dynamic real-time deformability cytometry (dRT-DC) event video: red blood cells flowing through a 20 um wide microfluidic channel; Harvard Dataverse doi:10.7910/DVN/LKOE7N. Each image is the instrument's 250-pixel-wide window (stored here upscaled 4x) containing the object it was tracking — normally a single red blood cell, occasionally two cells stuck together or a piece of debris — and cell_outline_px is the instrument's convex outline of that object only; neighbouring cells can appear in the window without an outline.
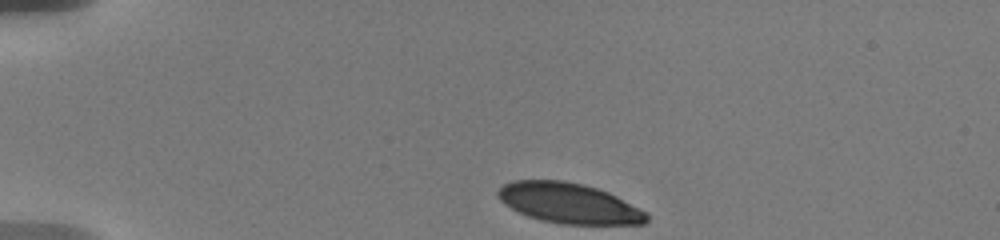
{"species": "human", "species_latin": "Homo sapiens", "temperature_condition": "warm", "stored_images_in_passage": 53, "camera_frame_rate_fps": 3000, "um_per_image_px": 0.085, "donor": {"sex": "male"}, "frame": {"image": 1, "passage_image": 1, "time_ms": 0.0, "image_size_px": [1000, 240], "cell_outline_px": [[648, 220], [644, 224], [560, 224], [540, 220], [528, 216], [504, 204], [496, 196], [496, 192], [504, 184], [512, 180], [564, 180], [584, 184], [608, 192], [648, 212]], "centroid_in_image_um": [48.36, 17.27], "position_along_channel_um": 36.6, "area_um2": 35.03}}
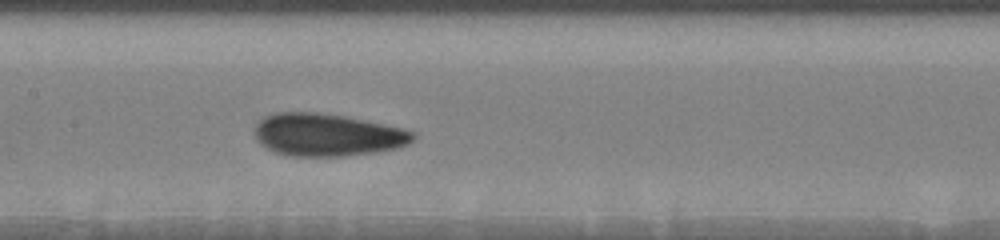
{"frame": {"image": 2, "passage_image": 20, "time_ms": 5.667, "image_size_px": [1000, 240], "cell_outline_px": [[416, 136], [408, 144], [396, 148], [376, 152], [344, 156], [288, 156], [276, 152], [260, 144], [256, 140], [252, 128], [264, 116], [276, 112], [316, 112], [344, 116], [404, 128], [416, 132]], "centroid_in_image_um": [27.79, 11.46], "position_along_channel_um": 179.6, "area_um2": 39.54}}
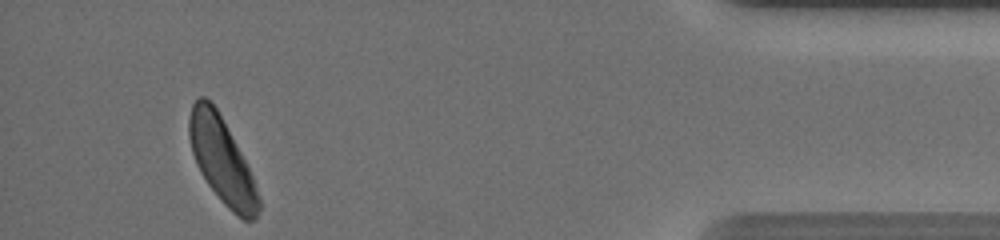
{"frame": {"image": 3, "passage_image": 49, "time_ms": 13.667, "image_size_px": [1000, 240], "cell_outline_px": [[260, 208], [256, 220], [244, 220], [232, 212], [220, 200], [208, 184], [200, 172], [196, 164], [192, 152], [188, 136], [188, 120], [192, 104], [200, 96], [204, 96], [216, 108], [240, 152], [252, 176], [260, 200]], "centroid_in_image_um": [18.84, 13.66], "position_along_channel_um": 416.4, "area_um2": 34.1}, "authors_computed_cell_mechanics": {"area_um2": 37.859, "velocity_mm_per_s": 3.59, "shape_relaxation_time_tau1_ms": 3.222, "shape_relaxation_time_tau2_ms": 1.7446, "deformation_change_tau1": 0.1307, "deformation_change_tau2": 0.0702}}